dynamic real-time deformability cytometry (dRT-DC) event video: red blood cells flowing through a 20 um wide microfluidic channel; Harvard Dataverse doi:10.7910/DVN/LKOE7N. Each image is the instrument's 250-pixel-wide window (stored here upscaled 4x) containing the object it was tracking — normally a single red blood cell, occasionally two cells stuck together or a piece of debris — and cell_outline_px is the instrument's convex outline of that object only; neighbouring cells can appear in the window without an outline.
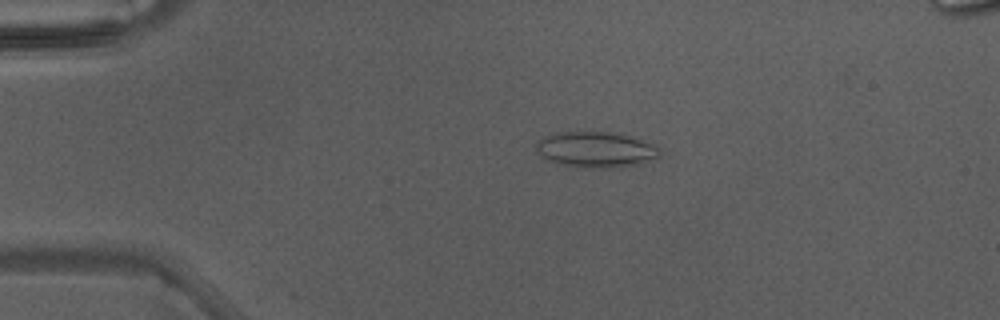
{"species": "Egyptian fruit bat (a non-hibernating species)", "species_latin": "Rousettus aegyptiacus", "temperature_condition": "warm", "stored_images_in_passage": 4, "camera_frame_rate_fps": 3000, "um_per_image_px": 0.085, "animal": {"sex": "male"}, "frame": {"image": 1, "passage_image": 2, "time_ms": 0.333, "image_size_px": [1000, 320], "cell_outline_px": [[660, 156], [636, 164], [608, 168], [580, 168], [548, 160], [540, 156], [536, 152], [536, 144], [544, 136], [552, 132], [612, 132], [632, 136], [656, 144], [660, 148]], "centroid_in_image_um": [50.64, 12.7], "position_along_channel_um": 34.4, "area_um2": 25.89}}